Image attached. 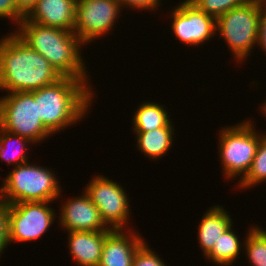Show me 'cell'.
<instances>
[{"instance_id":"1","label":"cell","mask_w":266,"mask_h":266,"mask_svg":"<svg viewBox=\"0 0 266 266\" xmlns=\"http://www.w3.org/2000/svg\"><path fill=\"white\" fill-rule=\"evenodd\" d=\"M61 77L44 56L15 33L0 40V90L32 92Z\"/></svg>"},{"instance_id":"2","label":"cell","mask_w":266,"mask_h":266,"mask_svg":"<svg viewBox=\"0 0 266 266\" xmlns=\"http://www.w3.org/2000/svg\"><path fill=\"white\" fill-rule=\"evenodd\" d=\"M17 26L15 34L44 56L62 77L81 79L88 85L86 66L79 50L85 44L74 32L42 26L25 18Z\"/></svg>"},{"instance_id":"3","label":"cell","mask_w":266,"mask_h":266,"mask_svg":"<svg viewBox=\"0 0 266 266\" xmlns=\"http://www.w3.org/2000/svg\"><path fill=\"white\" fill-rule=\"evenodd\" d=\"M90 89L81 79L61 77L34 91L38 116L52 135L80 122L87 114L94 96Z\"/></svg>"},{"instance_id":"4","label":"cell","mask_w":266,"mask_h":266,"mask_svg":"<svg viewBox=\"0 0 266 266\" xmlns=\"http://www.w3.org/2000/svg\"><path fill=\"white\" fill-rule=\"evenodd\" d=\"M28 163L17 165L4 177L1 199L9 205L21 202H52L57 199L61 195V188L56 174L51 169Z\"/></svg>"},{"instance_id":"5","label":"cell","mask_w":266,"mask_h":266,"mask_svg":"<svg viewBox=\"0 0 266 266\" xmlns=\"http://www.w3.org/2000/svg\"><path fill=\"white\" fill-rule=\"evenodd\" d=\"M266 0H251L216 18V30L238 61H244L258 43L259 16Z\"/></svg>"},{"instance_id":"6","label":"cell","mask_w":266,"mask_h":266,"mask_svg":"<svg viewBox=\"0 0 266 266\" xmlns=\"http://www.w3.org/2000/svg\"><path fill=\"white\" fill-rule=\"evenodd\" d=\"M252 123L243 121L230 128L225 127L219 133V156L227 179L241 175V181L249 171L261 138Z\"/></svg>"},{"instance_id":"7","label":"cell","mask_w":266,"mask_h":266,"mask_svg":"<svg viewBox=\"0 0 266 266\" xmlns=\"http://www.w3.org/2000/svg\"><path fill=\"white\" fill-rule=\"evenodd\" d=\"M2 97L0 127L3 130L28 138L33 144L52 135L38 116L34 91L11 92Z\"/></svg>"},{"instance_id":"8","label":"cell","mask_w":266,"mask_h":266,"mask_svg":"<svg viewBox=\"0 0 266 266\" xmlns=\"http://www.w3.org/2000/svg\"><path fill=\"white\" fill-rule=\"evenodd\" d=\"M47 201L9 205V243L39 239L53 224L56 214Z\"/></svg>"},{"instance_id":"9","label":"cell","mask_w":266,"mask_h":266,"mask_svg":"<svg viewBox=\"0 0 266 266\" xmlns=\"http://www.w3.org/2000/svg\"><path fill=\"white\" fill-rule=\"evenodd\" d=\"M84 190L100 211L101 218L108 227L112 230L125 228L131 209L127 193L122 186L105 176L97 175Z\"/></svg>"},{"instance_id":"10","label":"cell","mask_w":266,"mask_h":266,"mask_svg":"<svg viewBox=\"0 0 266 266\" xmlns=\"http://www.w3.org/2000/svg\"><path fill=\"white\" fill-rule=\"evenodd\" d=\"M120 9L118 0H77L74 33L89 44L112 29Z\"/></svg>"},{"instance_id":"11","label":"cell","mask_w":266,"mask_h":266,"mask_svg":"<svg viewBox=\"0 0 266 266\" xmlns=\"http://www.w3.org/2000/svg\"><path fill=\"white\" fill-rule=\"evenodd\" d=\"M174 8L171 12L172 32L182 43L199 46L217 34L216 19L198 9L189 0L181 1Z\"/></svg>"},{"instance_id":"12","label":"cell","mask_w":266,"mask_h":266,"mask_svg":"<svg viewBox=\"0 0 266 266\" xmlns=\"http://www.w3.org/2000/svg\"><path fill=\"white\" fill-rule=\"evenodd\" d=\"M80 197L64 202L61 206L59 221L67 231H104L112 230L101 218L100 211L84 191Z\"/></svg>"},{"instance_id":"13","label":"cell","mask_w":266,"mask_h":266,"mask_svg":"<svg viewBox=\"0 0 266 266\" xmlns=\"http://www.w3.org/2000/svg\"><path fill=\"white\" fill-rule=\"evenodd\" d=\"M77 0H37L25 19L36 24L74 32Z\"/></svg>"},{"instance_id":"14","label":"cell","mask_w":266,"mask_h":266,"mask_svg":"<svg viewBox=\"0 0 266 266\" xmlns=\"http://www.w3.org/2000/svg\"><path fill=\"white\" fill-rule=\"evenodd\" d=\"M124 232L115 229L107 234L99 266H132L137 250L145 242L133 229L128 230V234Z\"/></svg>"},{"instance_id":"15","label":"cell","mask_w":266,"mask_h":266,"mask_svg":"<svg viewBox=\"0 0 266 266\" xmlns=\"http://www.w3.org/2000/svg\"><path fill=\"white\" fill-rule=\"evenodd\" d=\"M111 230L68 231L70 254L80 266H99L102 247Z\"/></svg>"},{"instance_id":"16","label":"cell","mask_w":266,"mask_h":266,"mask_svg":"<svg viewBox=\"0 0 266 266\" xmlns=\"http://www.w3.org/2000/svg\"><path fill=\"white\" fill-rule=\"evenodd\" d=\"M232 224L230 215L222 206H213L202 216L198 227V241L205 256L212 251L214 244Z\"/></svg>"},{"instance_id":"17","label":"cell","mask_w":266,"mask_h":266,"mask_svg":"<svg viewBox=\"0 0 266 266\" xmlns=\"http://www.w3.org/2000/svg\"><path fill=\"white\" fill-rule=\"evenodd\" d=\"M173 127L157 128L148 132H135L137 139V146L145 156L157 160L168 153L172 146Z\"/></svg>"},{"instance_id":"18","label":"cell","mask_w":266,"mask_h":266,"mask_svg":"<svg viewBox=\"0 0 266 266\" xmlns=\"http://www.w3.org/2000/svg\"><path fill=\"white\" fill-rule=\"evenodd\" d=\"M165 106L151 101L143 102L133 118L134 132H148L157 128L172 127Z\"/></svg>"},{"instance_id":"19","label":"cell","mask_w":266,"mask_h":266,"mask_svg":"<svg viewBox=\"0 0 266 266\" xmlns=\"http://www.w3.org/2000/svg\"><path fill=\"white\" fill-rule=\"evenodd\" d=\"M232 226L223 232L212 251L206 256L210 262L213 261L219 266H231L234 260L239 258L242 245L239 237L232 231Z\"/></svg>"},{"instance_id":"20","label":"cell","mask_w":266,"mask_h":266,"mask_svg":"<svg viewBox=\"0 0 266 266\" xmlns=\"http://www.w3.org/2000/svg\"><path fill=\"white\" fill-rule=\"evenodd\" d=\"M0 133V159L6 161L8 165L15 163L16 166L29 162L25 150H27V145L33 142L28 138L3 130L1 127Z\"/></svg>"},{"instance_id":"21","label":"cell","mask_w":266,"mask_h":266,"mask_svg":"<svg viewBox=\"0 0 266 266\" xmlns=\"http://www.w3.org/2000/svg\"><path fill=\"white\" fill-rule=\"evenodd\" d=\"M246 237L244 249L251 265L266 266V230L258 226L251 227Z\"/></svg>"},{"instance_id":"22","label":"cell","mask_w":266,"mask_h":266,"mask_svg":"<svg viewBox=\"0 0 266 266\" xmlns=\"http://www.w3.org/2000/svg\"><path fill=\"white\" fill-rule=\"evenodd\" d=\"M266 180V135L261 134L260 143L247 175L238 183L244 188H251Z\"/></svg>"},{"instance_id":"23","label":"cell","mask_w":266,"mask_h":266,"mask_svg":"<svg viewBox=\"0 0 266 266\" xmlns=\"http://www.w3.org/2000/svg\"><path fill=\"white\" fill-rule=\"evenodd\" d=\"M198 9L215 19L233 8L247 4L251 0H189Z\"/></svg>"},{"instance_id":"24","label":"cell","mask_w":266,"mask_h":266,"mask_svg":"<svg viewBox=\"0 0 266 266\" xmlns=\"http://www.w3.org/2000/svg\"><path fill=\"white\" fill-rule=\"evenodd\" d=\"M156 253H154L147 243H144L136 252L132 266H167Z\"/></svg>"},{"instance_id":"25","label":"cell","mask_w":266,"mask_h":266,"mask_svg":"<svg viewBox=\"0 0 266 266\" xmlns=\"http://www.w3.org/2000/svg\"><path fill=\"white\" fill-rule=\"evenodd\" d=\"M9 244V204L0 199V255Z\"/></svg>"},{"instance_id":"26","label":"cell","mask_w":266,"mask_h":266,"mask_svg":"<svg viewBox=\"0 0 266 266\" xmlns=\"http://www.w3.org/2000/svg\"><path fill=\"white\" fill-rule=\"evenodd\" d=\"M0 17L15 20L19 25L25 15L18 9L15 0H0Z\"/></svg>"},{"instance_id":"27","label":"cell","mask_w":266,"mask_h":266,"mask_svg":"<svg viewBox=\"0 0 266 266\" xmlns=\"http://www.w3.org/2000/svg\"><path fill=\"white\" fill-rule=\"evenodd\" d=\"M120 2L121 7L127 6L131 8L137 9H146V10H155L159 7L160 0H118Z\"/></svg>"},{"instance_id":"28","label":"cell","mask_w":266,"mask_h":266,"mask_svg":"<svg viewBox=\"0 0 266 266\" xmlns=\"http://www.w3.org/2000/svg\"><path fill=\"white\" fill-rule=\"evenodd\" d=\"M262 50L266 51V3L261 8L259 16V37L258 43Z\"/></svg>"},{"instance_id":"29","label":"cell","mask_w":266,"mask_h":266,"mask_svg":"<svg viewBox=\"0 0 266 266\" xmlns=\"http://www.w3.org/2000/svg\"><path fill=\"white\" fill-rule=\"evenodd\" d=\"M37 0H15L18 9L26 15Z\"/></svg>"},{"instance_id":"30","label":"cell","mask_w":266,"mask_h":266,"mask_svg":"<svg viewBox=\"0 0 266 266\" xmlns=\"http://www.w3.org/2000/svg\"><path fill=\"white\" fill-rule=\"evenodd\" d=\"M261 107H262L261 108L262 109L261 112L264 113L263 115L266 117V101Z\"/></svg>"}]
</instances>
